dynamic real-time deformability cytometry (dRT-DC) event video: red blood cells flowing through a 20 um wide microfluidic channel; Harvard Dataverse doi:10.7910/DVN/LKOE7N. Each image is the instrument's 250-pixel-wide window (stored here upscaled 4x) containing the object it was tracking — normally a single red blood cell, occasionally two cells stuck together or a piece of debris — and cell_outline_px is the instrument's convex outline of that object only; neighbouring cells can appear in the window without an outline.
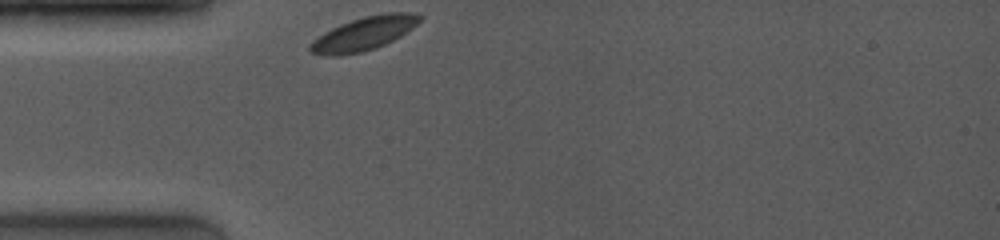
{"species": "common noctule bat (a hibernating species)", "species_latin": "Nyctalus noctula", "temperature_condition": "room temperature", "stored_images_in_passage": 22, "camera_frame_rate_fps": 4000, "um_per_image_px": 0.085, "animal": {"sex": "female", "body_mass_g": 19.0, "forearm_length_mm": 53.3}, "frame": {"image": 1, "passage_image": 1, "time_ms": 0.0, "image_size_px": [1000, 240], "cell_outline_px": [[424, 16], [412, 28], [400, 36], [376, 48], [360, 52], [340, 56], [324, 56], [312, 52], [308, 48], [312, 40], [324, 32], [340, 24], [364, 16], [388, 12], [412, 12]], "centroid_in_image_um": [30.92, 2.85], "position_along_channel_um": 54.1, "area_um2": 21.33}}
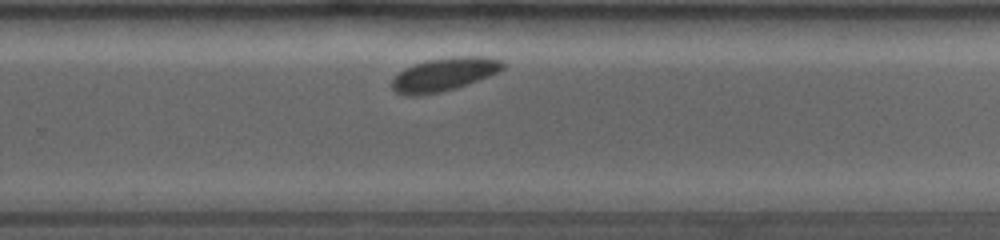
{"frame": {"image": 2, "passage_image": 16, "time_ms": 6.5, "image_size_px": [1000, 240], "cell_outline_px": [[504, 68], [488, 76], [440, 92], [420, 96], [404, 96], [396, 92], [392, 88], [392, 80], [404, 68], [428, 60], [452, 56], [476, 56], [500, 60], [504, 64]], "centroid_in_image_um": [37.68, 6.33], "position_along_channel_um": 292.1, "area_um2": 21.04}}
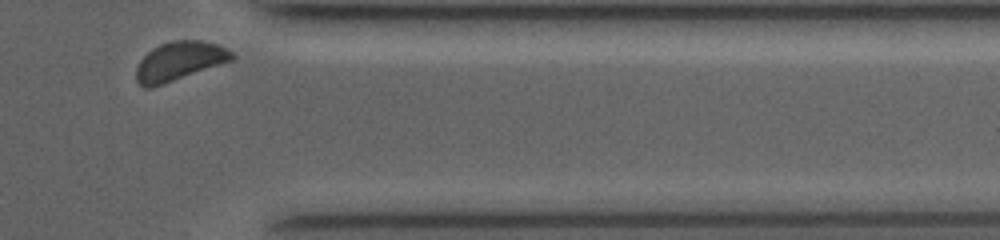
{"frame": {"image": 3, "passage_image": 22, "time_ms": 9.25, "image_size_px": [1000, 240], "cell_outline_px": [[236, 56], [232, 60], [152, 88], [144, 88], [136, 80], [136, 68], [140, 60], [152, 48], [160, 44], [172, 40], [200, 40], [216, 44], [228, 48]], "centroid_in_image_um": [15.23, 5.19], "position_along_channel_um": 396.2, "area_um2": 21.62}}